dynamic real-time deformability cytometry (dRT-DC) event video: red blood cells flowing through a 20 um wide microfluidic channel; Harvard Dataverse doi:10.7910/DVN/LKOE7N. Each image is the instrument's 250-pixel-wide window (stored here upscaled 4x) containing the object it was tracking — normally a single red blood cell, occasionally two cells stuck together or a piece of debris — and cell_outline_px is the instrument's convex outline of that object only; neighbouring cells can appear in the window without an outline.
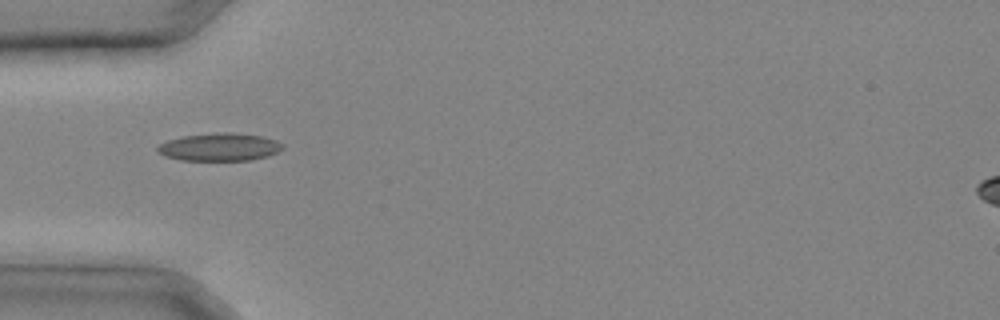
{"species": "common noctule bat (a hibernating species)", "species_latin": "Nyctalus noctula", "temperature_condition": "cold", "stored_images_in_passage": 22, "camera_frame_rate_fps": 3000, "um_per_image_px": 0.085, "animal": {"sex": "male", "body_mass_g": 20.4}, "frame": {"image": 1, "passage_image": 1, "time_ms": 0.0, "image_size_px": [1000, 320], "cell_outline_px": [[284, 148], [268, 156], [252, 160], [180, 160], [164, 156], [156, 152], [156, 148], [160, 144], [168, 140], [184, 136], [224, 132], [232, 132], [260, 136], [276, 140], [284, 144]], "centroid_in_image_um": [18.66, 12.5], "position_along_channel_um": 66.3, "area_um2": 20.23}}
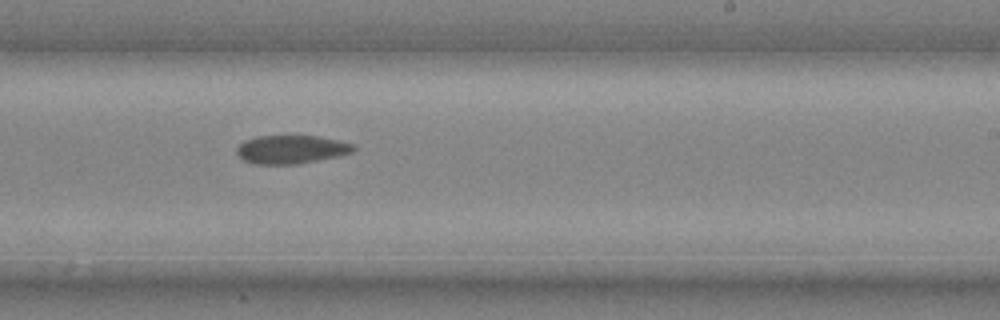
{"frame": {"image": 2, "passage_image": 11, "time_ms": 3.333, "image_size_px": [1000, 320], "cell_outline_px": [[356, 148], [352, 152], [340, 156], [296, 164], [252, 164], [244, 160], [236, 152], [236, 148], [244, 140], [256, 136], [316, 136], [336, 140], [352, 144]], "centroid_in_image_um": [24.73, 12.7], "position_along_channel_um": 264.3, "area_um2": 19.25}}
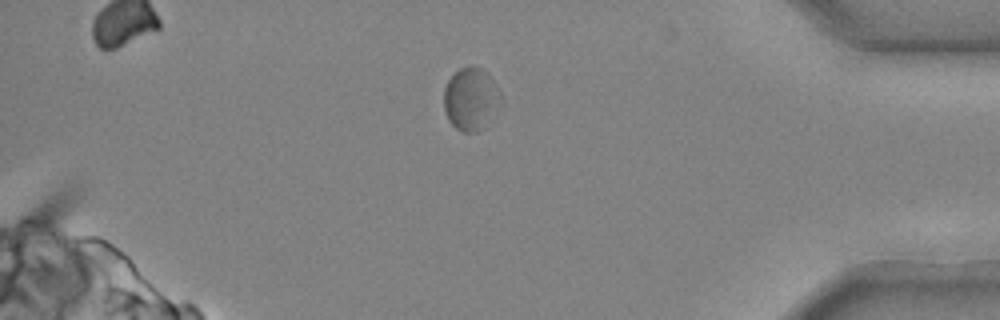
{"frame": {"image": 3, "passage_image": 19, "time_ms": 6.0, "image_size_px": [1000, 320], "cell_outline_px": [[504, 104], [484, 128], [476, 132], [464, 132], [456, 128], [448, 120], [444, 108], [444, 88], [448, 80], [460, 68], [472, 64], [484, 68], [488, 72], [496, 84], [504, 100]], "centroid_in_image_um": [40.09, 8.4], "position_along_channel_um": 395.1, "area_um2": 21.56}}